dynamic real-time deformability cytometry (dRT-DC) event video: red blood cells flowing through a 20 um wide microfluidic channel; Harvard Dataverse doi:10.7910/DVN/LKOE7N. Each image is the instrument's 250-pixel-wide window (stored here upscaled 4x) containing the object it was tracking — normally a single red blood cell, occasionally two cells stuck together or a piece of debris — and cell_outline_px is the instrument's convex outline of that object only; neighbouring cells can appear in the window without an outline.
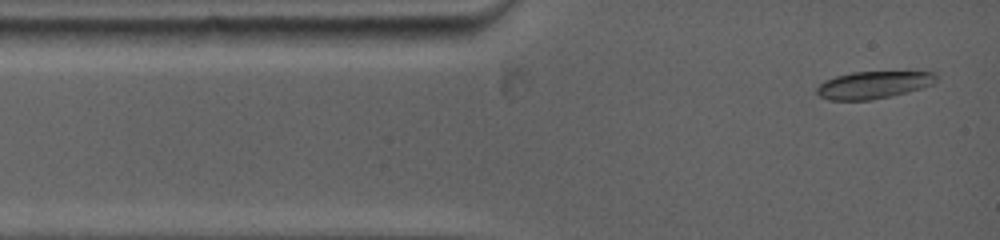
{"species": "common noctule bat (a hibernating species)", "species_latin": "Nyctalus noctula", "temperature_condition": "warm", "stored_images_in_passage": 34, "camera_frame_rate_fps": 5000, "um_per_image_px": 0.085, "animal": {"sex": "female", "body_mass_g": 19.0, "forearm_length_mm": 53.3}, "frame": {"image": 1, "passage_image": 1, "time_ms": 0.0, "image_size_px": [1000, 240], "cell_outline_px": [[936, 80], [932, 84], [920, 88], [872, 100], [828, 100], [820, 96], [816, 92], [816, 88], [824, 80], [836, 76], [852, 72], [936, 72]], "centroid_in_image_um": [74.18, 7.21], "position_along_channel_um": 10.8, "area_um2": 18.73}}
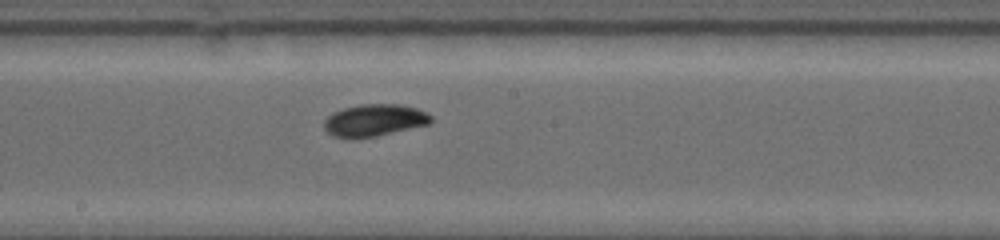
{"frame": {"image": 2, "passage_image": 15, "time_ms": 6.2, "image_size_px": [1000, 240], "cell_outline_px": [[432, 120], [428, 124], [376, 136], [332, 136], [324, 128], [324, 120], [328, 116], [344, 108], [360, 104], [400, 104], [416, 108], [432, 116]], "centroid_in_image_um": [31.84, 10.19], "position_along_channel_um": 216.4, "area_um2": 19.36}}
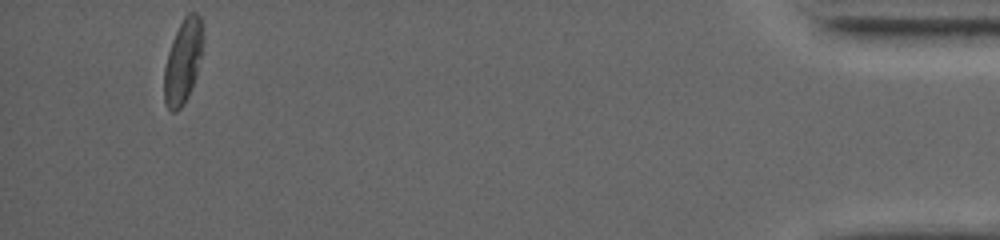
{"frame": {"image": 3, "passage_image": 34, "time_ms": 14.2, "image_size_px": [1000, 240], "cell_outline_px": [[200, 52], [196, 72], [192, 84], [180, 108], [176, 112], [172, 112], [168, 108], [164, 100], [164, 72], [168, 56], [172, 44], [188, 12], [196, 12], [200, 16]], "centroid_in_image_um": [15.5, 5.29], "position_along_channel_um": 419.7, "area_um2": 17.34}, "authors_computed_cell_mechanics": {"area_um2": 18.7561, "velocity_mm_per_s": 3.9004, "shape_relaxation_time_tau1_ms": 6.3065, "shape_relaxation_time_tau2_ms": 4.3592, "deformation_change_tau1": 0.1612, "deformation_change_tau2": 0.0589}}